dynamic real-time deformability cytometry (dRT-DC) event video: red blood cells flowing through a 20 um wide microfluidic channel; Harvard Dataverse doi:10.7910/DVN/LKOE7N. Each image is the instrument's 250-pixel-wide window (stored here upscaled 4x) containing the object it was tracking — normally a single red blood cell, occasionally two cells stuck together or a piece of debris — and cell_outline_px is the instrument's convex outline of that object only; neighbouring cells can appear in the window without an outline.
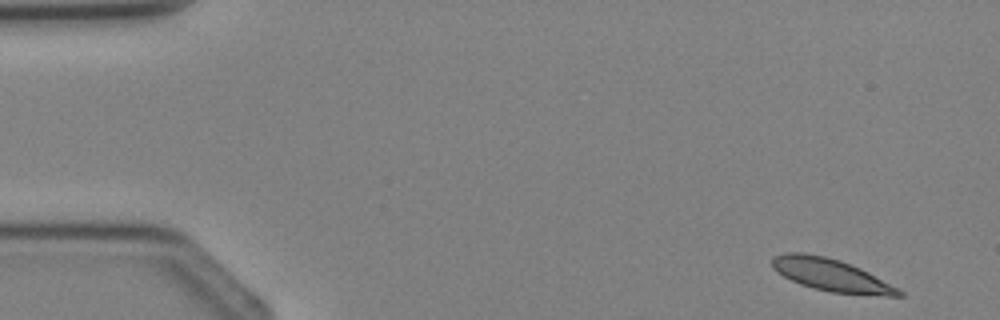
{"species": "Egyptian fruit bat (a non-hibernating species)", "species_latin": "Rousettus aegyptiacus", "temperature_condition": "cold", "stored_images_in_passage": 4, "camera_frame_rate_fps": 3000, "um_per_image_px": 0.085, "animal": {"sex": "female"}, "frame": {"image": 1, "passage_image": 1, "time_ms": 0.0, "image_size_px": [1000, 320], "cell_outline_px": [[904, 296], [888, 296], [832, 292], [812, 288], [800, 284], [784, 276], [772, 268], [772, 256], [784, 252], [804, 252], [824, 256], [840, 260], [860, 268], [868, 272], [904, 292]], "centroid_in_image_um": [70.6, 23.36], "position_along_channel_um": 14.4, "area_um2": 23.76}}